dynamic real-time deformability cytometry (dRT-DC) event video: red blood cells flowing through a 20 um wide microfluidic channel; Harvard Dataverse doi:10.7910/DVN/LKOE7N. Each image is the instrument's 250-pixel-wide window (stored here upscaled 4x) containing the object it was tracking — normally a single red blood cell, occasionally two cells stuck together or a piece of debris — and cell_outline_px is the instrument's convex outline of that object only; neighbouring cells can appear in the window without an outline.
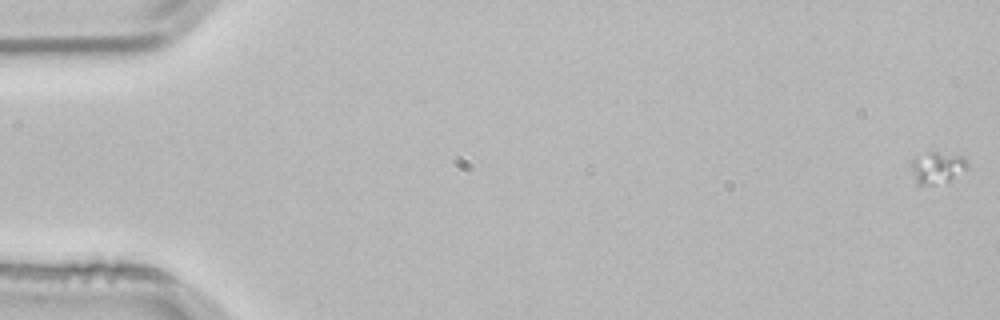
{"species": "common noctule bat (a hibernating species)", "species_latin": "Nyctalus noctula", "temperature_condition": "room temperature", "stored_images_in_passage": 4, "segment_of_instrument_passage": [1, 2], "camera_frame_rate_fps": 3000, "um_per_image_px": 0.085, "animal": {"sex": "male", "body_mass_g": 21.5, "forearm_length_mm": 52.0}, "frame": {"image": 1, "passage_image": 1, "time_ms": 0.0, "image_size_px": [1000, 320], "cell_outline_px": [[968, 168], [948, 184], [916, 184], [912, 168], [912, 160], [916, 156], [928, 152], [936, 152], [964, 156], [968, 164]], "centroid_in_image_um": [79.72, 14.27], "position_along_channel_um": 5.3, "area_um2": 10.58}}